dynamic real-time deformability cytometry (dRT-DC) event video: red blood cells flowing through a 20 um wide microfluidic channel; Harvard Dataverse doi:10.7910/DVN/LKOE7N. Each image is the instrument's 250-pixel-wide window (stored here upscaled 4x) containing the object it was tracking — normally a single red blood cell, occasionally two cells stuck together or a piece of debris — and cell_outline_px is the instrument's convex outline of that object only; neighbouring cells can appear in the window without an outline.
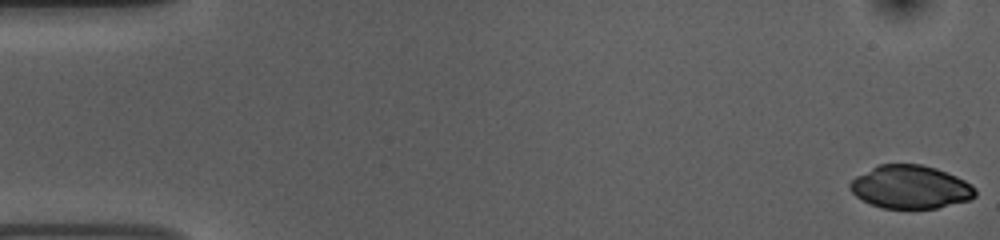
{"species": "common noctule bat (a hibernating species)", "species_latin": "Nyctalus noctula", "temperature_condition": "room temperature", "stored_images_in_passage": 53, "camera_frame_rate_fps": 3000, "um_per_image_px": 0.085, "animal": {"sex": "female", "body_mass_g": 10.0, "forearm_length_mm": 53.1}, "frame": {"image": 1, "passage_image": 1, "time_ms": 0.0, "image_size_px": [1000, 240], "cell_outline_px": [[976, 196], [968, 200], [936, 208], [880, 208], [856, 196], [848, 188], [848, 184], [856, 176], [880, 164], [920, 164], [936, 168], [956, 176], [972, 184], [976, 188]], "centroid_in_image_um": [77.39, 15.89], "position_along_channel_um": 7.6, "area_um2": 31.39}}
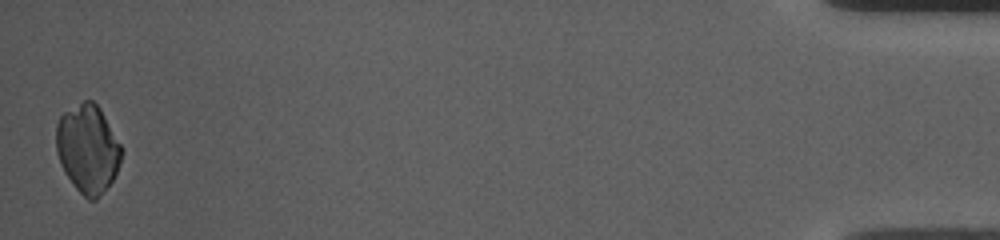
{"frame": {"image": 2, "passage_image": 53, "time_ms": 17.333, "image_size_px": [1000, 240], "cell_outline_px": [[124, 152], [116, 172], [112, 180], [96, 200], [88, 200], [76, 188], [64, 172], [60, 164], [56, 152], [56, 124], [60, 116], [64, 112], [84, 100], [92, 100], [100, 108], [120, 144]], "centroid_in_image_um": [7.45, 12.64], "position_along_channel_um": 427.8, "area_um2": 33.47}}